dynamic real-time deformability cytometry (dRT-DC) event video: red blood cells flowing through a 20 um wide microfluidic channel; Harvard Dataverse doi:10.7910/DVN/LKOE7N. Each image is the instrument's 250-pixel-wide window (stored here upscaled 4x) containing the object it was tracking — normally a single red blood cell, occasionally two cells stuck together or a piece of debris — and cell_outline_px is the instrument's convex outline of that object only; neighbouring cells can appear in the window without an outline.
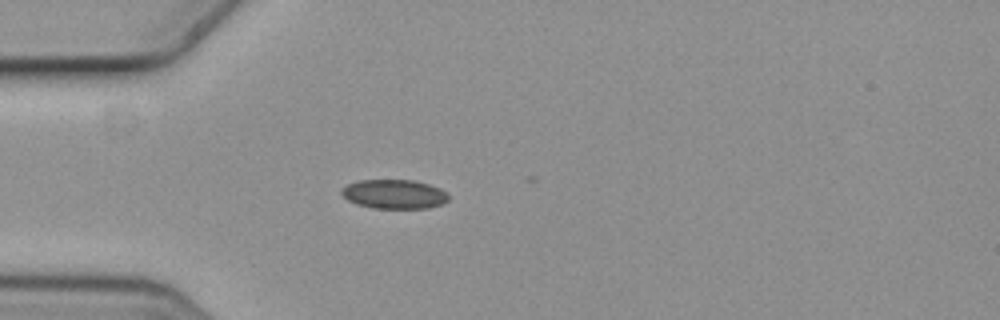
{"species": "common noctule bat (a hibernating species)", "species_latin": "Nyctalus noctula", "temperature_condition": "cold", "stored_images_in_passage": 4, "camera_frame_rate_fps": 3000, "um_per_image_px": 0.085, "animal": {"sex": "female", "body_mass_g": 19.3, "forearm_length_mm": 54.1}, "frame": {"image": 1, "passage_image": 3, "time_ms": 0.667, "image_size_px": [1000, 320], "cell_outline_px": [[448, 200], [444, 204], [428, 208], [372, 208], [356, 204], [348, 200], [340, 192], [348, 184], [360, 180], [412, 180], [428, 184], [440, 188], [448, 192]], "centroid_in_image_um": [33.54, 16.51], "position_along_channel_um": 51.5, "area_um2": 18.21}}